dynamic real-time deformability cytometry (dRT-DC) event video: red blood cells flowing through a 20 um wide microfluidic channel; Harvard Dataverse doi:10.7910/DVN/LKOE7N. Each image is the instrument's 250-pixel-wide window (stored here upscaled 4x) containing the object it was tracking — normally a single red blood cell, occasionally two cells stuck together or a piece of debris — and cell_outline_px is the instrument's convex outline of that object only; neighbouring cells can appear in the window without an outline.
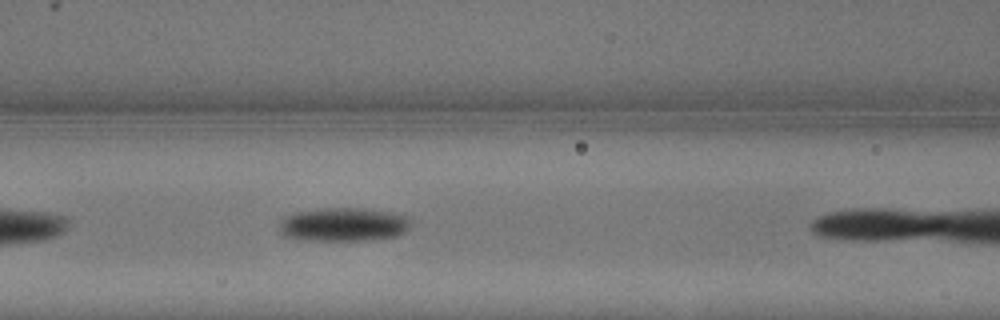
{"species": "common noctule bat (a hibernating species)", "species_latin": "Nyctalus noctula", "temperature_condition": "warm", "stored_images_in_passage": 4, "camera_frame_rate_fps": 3000, "um_per_image_px": 0.085, "animal": {"sex": "male", "body_mass_g": 13.3}, "frame": {"image": 1, "passage_image": 4, "time_ms": 1.0, "image_size_px": [1000, 320], "cell_outline_px": [[412, 228], [400, 236], [376, 240], [300, 240], [284, 236], [280, 232], [280, 224], [288, 216], [296, 212], [324, 208], [368, 208], [408, 216], [412, 220]], "centroid_in_image_um": [29.31, 19.1], "position_along_channel_um": 137.3, "area_um2": 26.18}}